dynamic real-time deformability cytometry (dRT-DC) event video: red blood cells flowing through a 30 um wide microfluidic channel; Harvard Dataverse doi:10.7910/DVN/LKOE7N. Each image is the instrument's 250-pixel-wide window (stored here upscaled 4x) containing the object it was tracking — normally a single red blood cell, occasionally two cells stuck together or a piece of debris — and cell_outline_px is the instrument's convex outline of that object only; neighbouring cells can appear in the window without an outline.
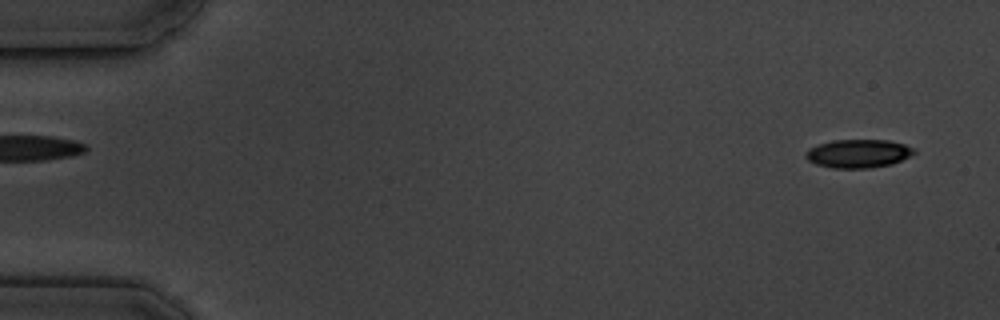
{"species": "common noctule bat (a hibernating species)", "species_latin": "Nyctalus noctula", "temperature_condition": "cold", "stored_images_in_passage": 5, "camera_frame_rate_fps": 3000, "um_per_image_px": 0.085, "animal": {"sex": "male", "body_mass_g": 19.5, "forearm_length_mm": 54.6}, "frame": {"image": 1, "passage_image": 1, "time_ms": 0.0, "image_size_px": [1000, 320], "cell_outline_px": [[916, 152], [912, 156], [892, 164], [872, 168], [832, 168], [816, 164], [808, 160], [804, 156], [804, 152], [808, 148], [816, 144], [832, 140], [888, 140], [904, 144], [916, 148]], "centroid_in_image_um": [72.95, 13.05], "position_along_channel_um": 12.0, "area_um2": 18.32}}
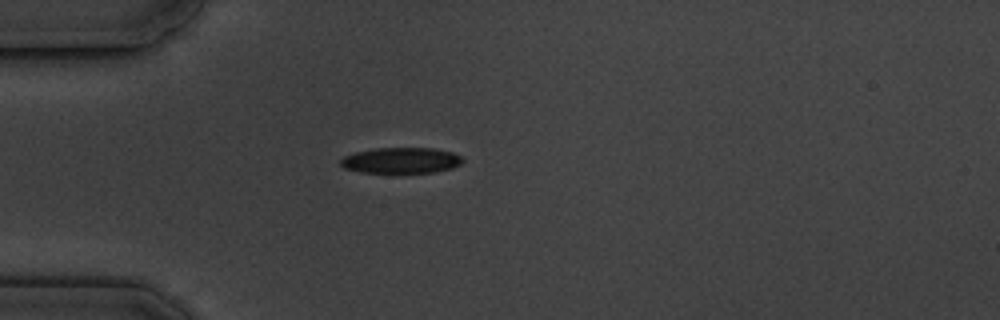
{"frame": {"image": 2, "passage_image": 4, "time_ms": 4.333, "image_size_px": [1000, 320], "cell_outline_px": [[464, 160], [460, 164], [452, 168], [432, 172], [360, 172], [344, 168], [340, 164], [340, 160], [344, 156], [356, 152], [376, 148], [432, 148], [452, 152], [460, 156]], "centroid_in_image_um": [34.08, 13.63], "position_along_channel_um": 50.9, "area_um2": 18.15}}